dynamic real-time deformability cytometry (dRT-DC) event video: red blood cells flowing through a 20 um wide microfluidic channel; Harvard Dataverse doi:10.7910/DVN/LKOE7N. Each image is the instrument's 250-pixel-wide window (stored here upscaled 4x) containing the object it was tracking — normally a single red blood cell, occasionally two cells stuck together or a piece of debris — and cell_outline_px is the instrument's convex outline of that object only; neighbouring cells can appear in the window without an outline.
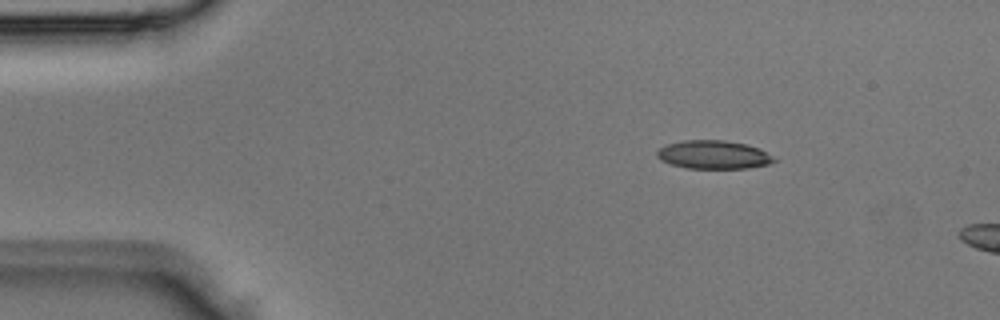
{"species": "Egyptian fruit bat (a non-hibernating species)", "species_latin": "Rousettus aegyptiacus", "temperature_condition": "room temperature", "stored_images_in_passage": 3, "camera_frame_rate_fps": 3000, "um_per_image_px": 0.085, "animal": {"sex": "male"}, "frame": {"image": 1, "passage_image": 1, "time_ms": 0.0, "image_size_px": [1000, 320], "cell_outline_px": [[776, 160], [768, 164], [748, 168], [688, 168], [672, 164], [660, 160], [656, 156], [656, 152], [660, 148], [668, 144], [684, 140], [724, 140], [748, 144], [760, 148], [772, 156]], "centroid_in_image_um": [60.65, 13.14], "position_along_channel_um": 24.3, "area_um2": 19.31}}